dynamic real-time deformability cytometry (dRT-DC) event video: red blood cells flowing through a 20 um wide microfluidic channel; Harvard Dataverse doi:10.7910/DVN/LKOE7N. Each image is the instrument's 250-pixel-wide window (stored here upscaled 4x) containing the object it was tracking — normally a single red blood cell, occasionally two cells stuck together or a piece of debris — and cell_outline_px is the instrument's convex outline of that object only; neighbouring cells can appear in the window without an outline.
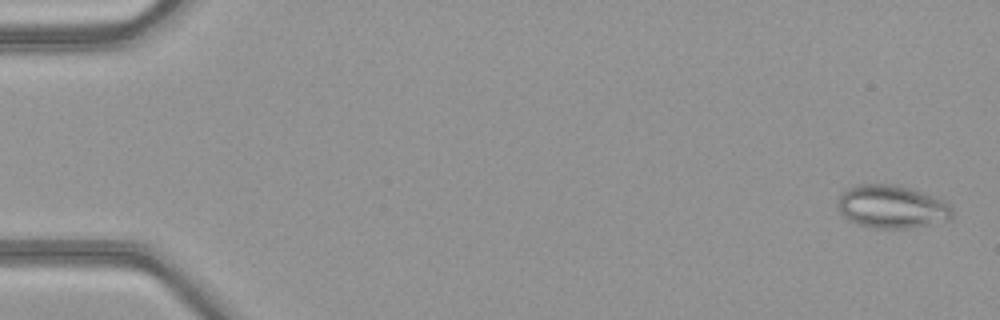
{"species": "common noctule bat (a hibernating species)", "species_latin": "Nyctalus noctula", "temperature_condition": "warm", "stored_images_in_passage": 51, "camera_frame_rate_fps": 3000, "um_per_image_px": 0.085, "animal": {"sex": "female", "body_mass_g": 21.9}, "frame": {"image": 1, "passage_image": 2, "time_ms": 0.333, "image_size_px": [1000, 320], "cell_outline_px": [[952, 216], [948, 220], [908, 228], [880, 228], [860, 224], [844, 216], [840, 212], [836, 204], [836, 200], [840, 192], [856, 184], [892, 184], [908, 188], [920, 192], [940, 200], [948, 204], [952, 208]], "centroid_in_image_um": [75.74, 17.55], "position_along_channel_um": 9.3, "area_um2": 28.26}}
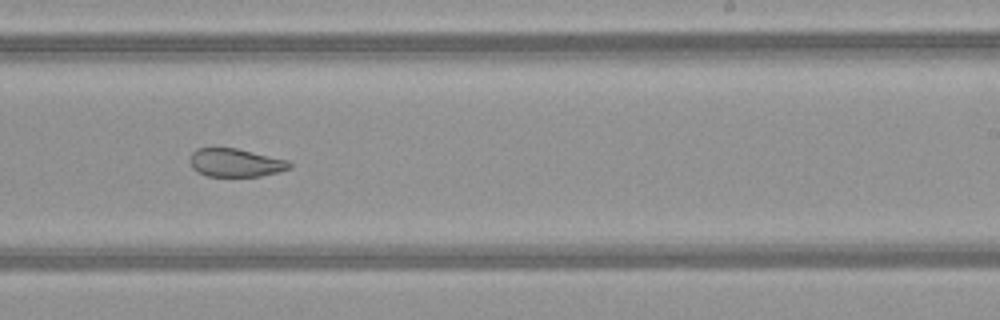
{"frame": {"image": 2, "passage_image": 32, "time_ms": 10.333, "image_size_px": [1000, 320], "cell_outline_px": [[292, 168], [280, 172], [260, 176], [208, 176], [196, 172], [192, 168], [188, 160], [192, 152], [196, 148], [212, 144], [236, 148], [288, 160], [292, 164]], "centroid_in_image_um": [19.95, 13.79], "position_along_channel_um": 269.1, "area_um2": 17.17}}
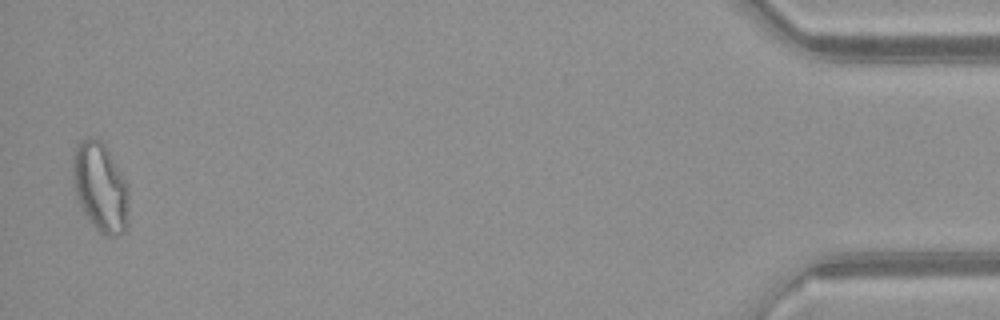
{"frame": {"image": 3, "passage_image": 50, "time_ms": 16.333, "image_size_px": [1000, 320], "cell_outline_px": [[128, 232], [116, 236], [108, 236], [100, 232], [92, 224], [80, 204], [76, 192], [72, 168], [72, 160], [76, 148], [80, 140], [88, 136], [100, 140], [104, 144], [128, 184]], "centroid_in_image_um": [8.57, 15.93], "position_along_channel_um": 426.6, "area_um2": 29.02}, "authors_computed_cell_mechanics": {"area_um2": 23.4668, "velocity_mm_per_s": 4.1341, "shape_relaxation_time_tau1_ms": null, "shape_relaxation_time_tau2_ms": 1.2148, "deformation_change_tau1": null, "deformation_change_tau2": 0.0816}}